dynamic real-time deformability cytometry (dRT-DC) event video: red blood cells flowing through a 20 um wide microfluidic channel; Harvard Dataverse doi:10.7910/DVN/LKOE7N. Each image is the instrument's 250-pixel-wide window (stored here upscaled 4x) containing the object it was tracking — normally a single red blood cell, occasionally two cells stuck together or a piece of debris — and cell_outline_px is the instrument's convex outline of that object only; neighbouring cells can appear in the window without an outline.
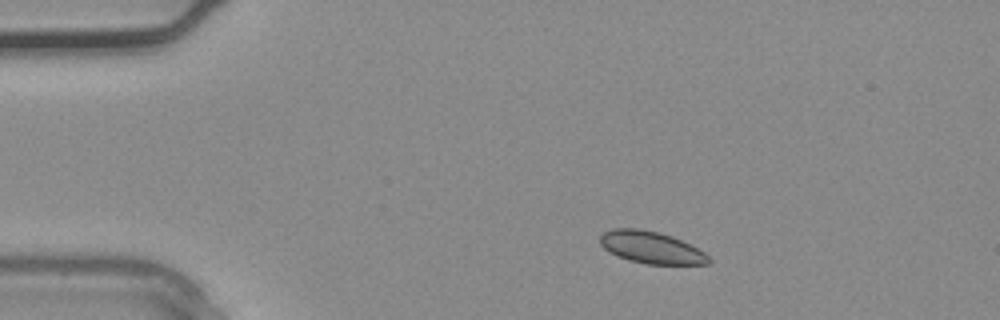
{"species": "common noctule bat (a hibernating species)", "species_latin": "Nyctalus noctula", "temperature_condition": "warm", "stored_images_in_passage": 2, "camera_frame_rate_fps": 3000, "um_per_image_px": 0.085, "animal": {"sex": "male", "body_mass_g": 20.4}, "frame": {"image": 1, "passage_image": 1, "time_ms": 0.0, "image_size_px": [1000, 320], "cell_outline_px": [[712, 260], [708, 264], [648, 264], [628, 260], [616, 256], [608, 252], [600, 244], [600, 236], [604, 232], [612, 228], [640, 228], [660, 232], [672, 236], [704, 252]], "centroid_in_image_um": [55.31, 21.03], "position_along_channel_um": 29.7, "area_um2": 20.35}}